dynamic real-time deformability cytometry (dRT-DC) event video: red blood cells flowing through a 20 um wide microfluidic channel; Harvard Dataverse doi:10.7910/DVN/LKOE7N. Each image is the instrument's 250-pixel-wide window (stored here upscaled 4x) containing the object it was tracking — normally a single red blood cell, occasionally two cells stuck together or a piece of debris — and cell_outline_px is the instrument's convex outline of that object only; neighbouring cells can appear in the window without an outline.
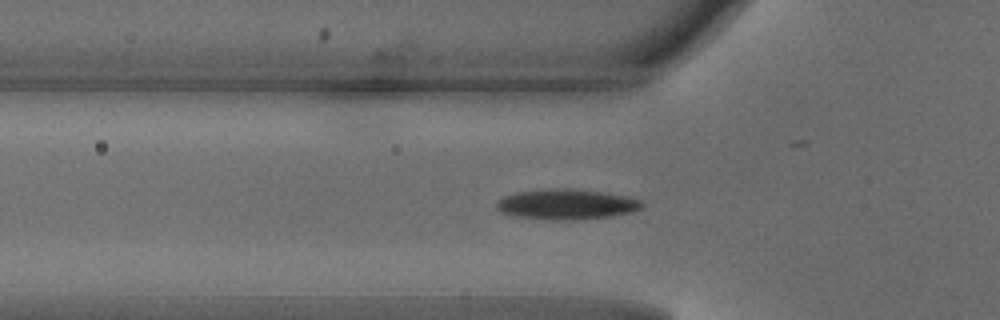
{"species": "common noctule bat (a hibernating species)", "species_latin": "Nyctalus noctula", "temperature_condition": "warm", "stored_images_in_passage": 32, "camera_frame_rate_fps": 3000, "um_per_image_px": 0.085, "animal": {"sex": "male", "body_mass_g": 18.8}, "frame": {"image": 1, "passage_image": 3, "time_ms": 0.667, "image_size_px": [1000, 320], "cell_outline_px": [[644, 204], [640, 208], [632, 212], [608, 216], [572, 220], [552, 220], [516, 216], [500, 212], [496, 208], [496, 204], [504, 196], [520, 192], [552, 188], [568, 188], [600, 192], [624, 196], [640, 200]], "centroid_in_image_um": [48.13, 17.37], "position_along_channel_um": 77.7, "area_um2": 25.26}}
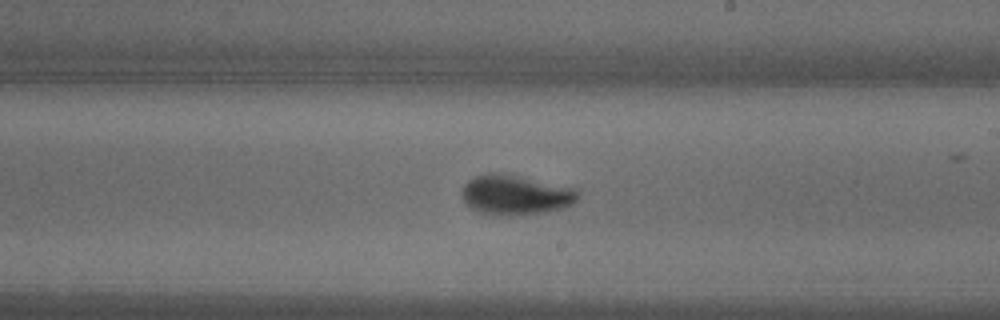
{"frame": {"image": 2, "passage_image": 15, "time_ms": 4.667, "image_size_px": [1000, 320], "cell_outline_px": [[580, 192], [576, 200], [572, 204], [560, 208], [544, 212], [512, 216], [476, 212], [460, 196], [460, 192], [464, 184], [468, 180], [476, 176], [492, 172], [504, 172], [576, 188]], "centroid_in_image_um": [43.8, 16.54], "position_along_channel_um": 245.2, "area_um2": 27.22}}
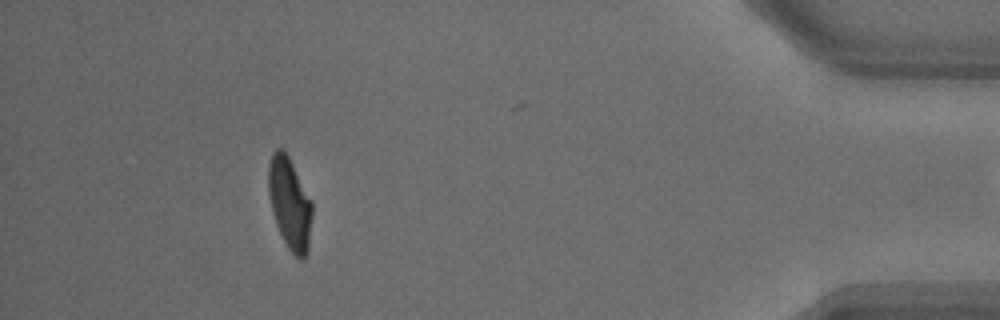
{"frame": {"image": 3, "passage_image": 31, "time_ms": 10.0, "image_size_px": [1000, 320], "cell_outline_px": [[312, 216], [308, 248], [304, 260], [300, 260], [288, 248], [276, 224], [272, 212], [268, 192], [268, 164], [272, 152], [276, 148], [284, 148], [312, 200]], "centroid_in_image_um": [24.62, 17.25], "position_along_channel_um": 410.6, "area_um2": 23.52}}